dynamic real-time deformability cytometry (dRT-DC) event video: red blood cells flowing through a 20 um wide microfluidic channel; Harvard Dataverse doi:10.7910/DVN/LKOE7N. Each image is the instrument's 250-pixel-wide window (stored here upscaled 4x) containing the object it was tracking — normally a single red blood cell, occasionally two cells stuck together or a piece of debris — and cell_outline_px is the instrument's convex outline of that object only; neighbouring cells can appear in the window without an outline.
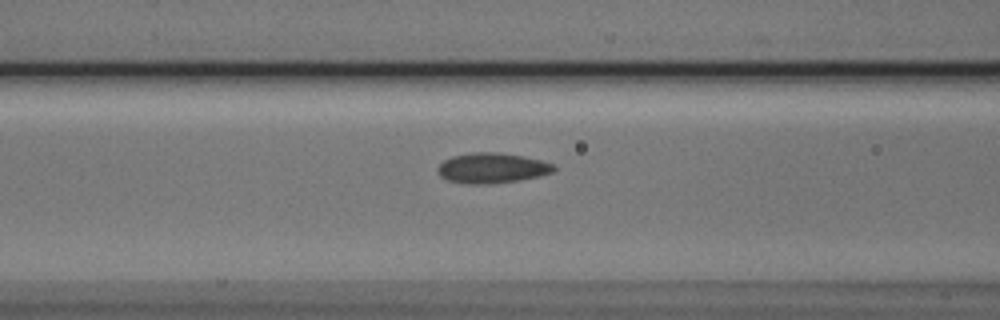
{"species": "Egyptian fruit bat (a non-hibernating species)", "species_latin": "Rousettus aegyptiacus", "temperature_condition": "cold", "stored_images_in_passage": 31, "camera_frame_rate_fps": 3000, "um_per_image_px": 0.085, "animal": {"sex": "male"}, "frame": {"image": 1, "passage_image": 9, "time_ms": 2.667, "image_size_px": [1000, 320], "cell_outline_px": [[556, 172], [540, 176], [516, 180], [488, 184], [468, 184], [448, 180], [440, 176], [436, 172], [436, 168], [444, 160], [452, 156], [472, 152], [496, 152], [524, 156], [556, 164]], "centroid_in_image_um": [41.83, 14.28], "position_along_channel_um": 124.8, "area_um2": 20.63}}
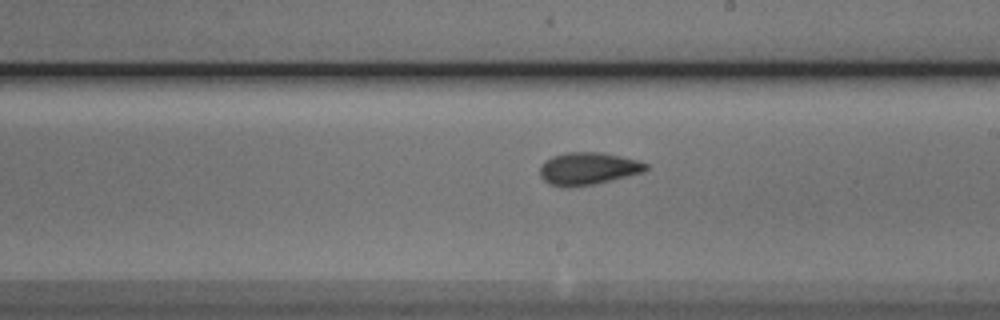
{"frame": {"image": 2, "passage_image": 18, "time_ms": 5.667, "image_size_px": [1000, 320], "cell_outline_px": [[648, 168], [644, 172], [596, 184], [572, 188], [560, 188], [548, 184], [540, 176], [540, 164], [544, 160], [552, 156], [564, 152], [600, 152], [620, 156], [636, 160], [648, 164]], "centroid_in_image_um": [49.93, 14.35], "position_along_channel_um": 239.1, "area_um2": 20.46}}
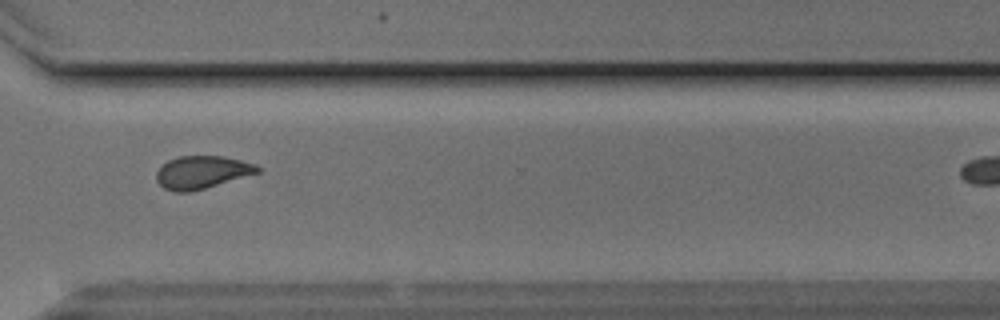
{"frame": {"image": 3, "passage_image": 27, "time_ms": 8.667, "image_size_px": [1000, 320], "cell_outline_px": [[260, 172], [204, 188], [188, 192], [172, 192], [164, 188], [156, 180], [156, 172], [168, 160], [180, 156], [224, 156], [256, 164], [260, 168]], "centroid_in_image_um": [17.15, 14.64], "position_along_channel_um": 353.4, "area_um2": 19.13}}